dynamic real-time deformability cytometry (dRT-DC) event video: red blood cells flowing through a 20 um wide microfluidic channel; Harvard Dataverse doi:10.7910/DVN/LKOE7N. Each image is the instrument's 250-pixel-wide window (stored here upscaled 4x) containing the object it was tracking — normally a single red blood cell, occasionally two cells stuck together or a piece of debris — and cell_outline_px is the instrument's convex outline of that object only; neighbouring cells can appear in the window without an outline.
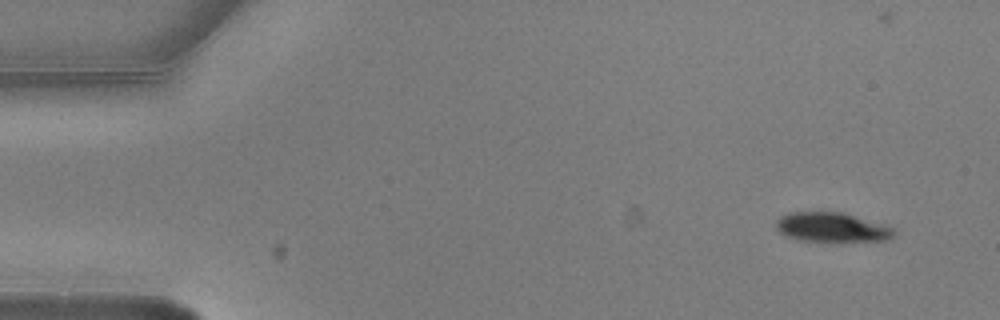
{"species": "common noctule bat (a hibernating species)", "species_latin": "Nyctalus noctula", "temperature_condition": "warm", "stored_images_in_passage": 4, "camera_frame_rate_fps": 3000, "um_per_image_px": 0.085, "animal": {"sex": "male", "body_mass_g": 20.5, "forearm_length_mm": 52.5}, "frame": {"image": 1, "passage_image": 1, "time_ms": 0.0, "image_size_px": [1000, 320], "cell_outline_px": [[896, 232], [888, 240], [840, 244], [832, 244], [800, 240], [784, 236], [776, 228], [776, 220], [780, 216], [788, 212], [844, 212], [892, 228]], "centroid_in_image_um": [70.68, 19.38], "position_along_channel_um": 14.3, "area_um2": 21.15}}